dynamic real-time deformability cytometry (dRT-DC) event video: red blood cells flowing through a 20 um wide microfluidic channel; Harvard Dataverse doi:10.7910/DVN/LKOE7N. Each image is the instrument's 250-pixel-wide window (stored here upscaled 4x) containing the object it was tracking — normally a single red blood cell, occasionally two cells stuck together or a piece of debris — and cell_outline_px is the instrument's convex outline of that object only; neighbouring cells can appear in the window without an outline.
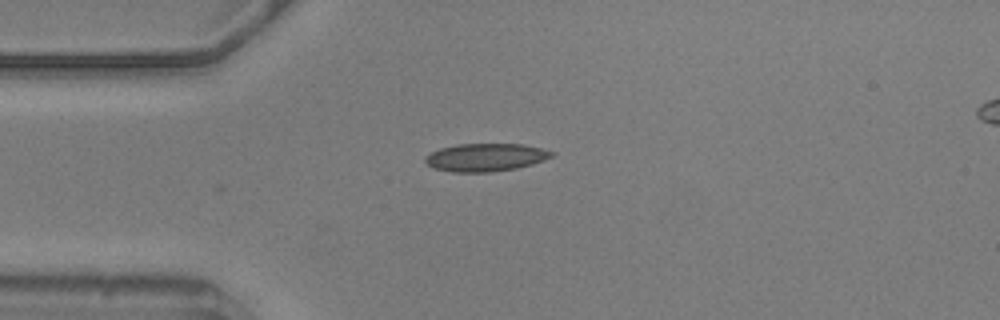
{"species": "common noctule bat (a hibernating species)", "species_latin": "Nyctalus noctula", "temperature_condition": "warm", "stored_images_in_passage": 30, "camera_frame_rate_fps": 3000, "um_per_image_px": 0.085, "animal": {"sex": "male", "body_mass_g": 20.5, "forearm_length_mm": 52.5}, "frame": {"image": 1, "passage_image": 1, "time_ms": 0.0, "image_size_px": [1000, 320], "cell_outline_px": [[556, 152], [552, 156], [544, 160], [532, 164], [516, 168], [488, 172], [452, 172], [436, 168], [428, 164], [424, 160], [424, 156], [440, 148], [456, 144], [524, 144]], "centroid_in_image_um": [41.28, 13.37], "position_along_channel_um": 43.7, "area_um2": 20.46}}
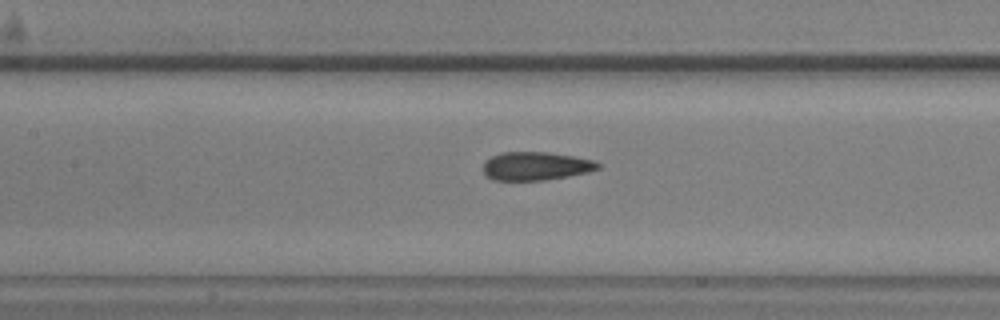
{"frame": {"image": 2, "passage_image": 12, "time_ms": 3.667, "image_size_px": [1000, 320], "cell_outline_px": [[600, 168], [588, 172], [568, 176], [544, 180], [492, 180], [484, 176], [484, 160], [500, 152], [548, 152], [596, 160], [600, 164]], "centroid_in_image_um": [45.53, 14.11], "position_along_channel_um": 161.9, "area_um2": 19.13}}
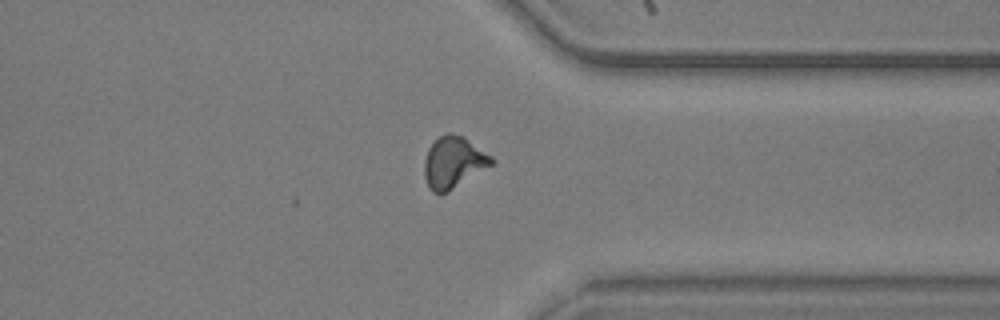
{"frame": {"image": 3, "passage_image": 30, "time_ms": 9.667, "image_size_px": [1000, 320], "cell_outline_px": [[496, 164], [448, 192], [440, 196], [432, 192], [428, 188], [424, 176], [424, 160], [428, 148], [440, 136], [448, 132], [464, 136], [492, 156], [496, 160]], "centroid_in_image_um": [38.58, 13.83], "position_along_channel_um": 372.8, "area_um2": 20.81}, "authors_computed_cell_mechanics": {"area_um2": 19.5653, "velocity_mm_per_s": 3.5987, "shape_relaxation_time_tau1_ms": null, "shape_relaxation_time_tau2_ms": 2.116, "deformation_change_tau1": null, "deformation_change_tau2": 0.0795}}